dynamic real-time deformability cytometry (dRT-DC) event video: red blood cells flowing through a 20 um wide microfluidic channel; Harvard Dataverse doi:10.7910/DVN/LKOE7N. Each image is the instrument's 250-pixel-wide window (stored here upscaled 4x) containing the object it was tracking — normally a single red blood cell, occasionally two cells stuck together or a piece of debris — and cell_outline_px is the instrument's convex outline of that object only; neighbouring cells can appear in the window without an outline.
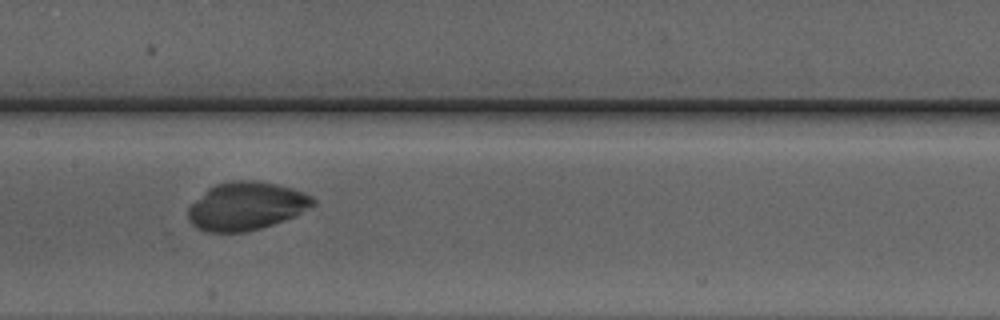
{"species": "Egyptian fruit bat (a non-hibernating species)", "species_latin": "Rousettus aegyptiacus", "temperature_condition": "warm", "stored_images_in_passage": 44, "camera_frame_rate_fps": 3000, "um_per_image_px": 0.085, "animal": {"sex": "male"}, "frame": {"image": 1, "passage_image": 24, "time_ms": 7.667, "image_size_px": [1000, 320], "cell_outline_px": [[316, 204], [284, 220], [248, 232], [204, 232], [196, 228], [188, 220], [188, 208], [208, 188], [216, 184], [232, 180], [256, 180], [276, 184], [292, 188], [304, 192], [312, 196], [316, 200]], "centroid_in_image_um": [20.91, 17.51], "position_along_channel_um": 186.5, "area_um2": 34.97}}
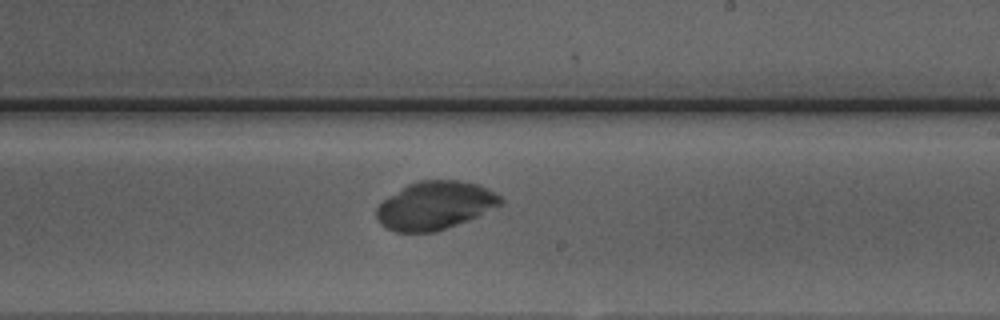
{"frame": {"image": 2, "passage_image": 29, "time_ms": 9.333, "image_size_px": [1000, 320], "cell_outline_px": [[504, 204], [476, 216], [436, 232], [396, 232], [380, 224], [376, 220], [376, 208], [388, 196], [408, 184], [420, 180], [460, 180], [480, 184], [496, 192], [504, 200]], "centroid_in_image_um": [36.99, 17.45], "position_along_channel_um": 252.0, "area_um2": 34.91}}
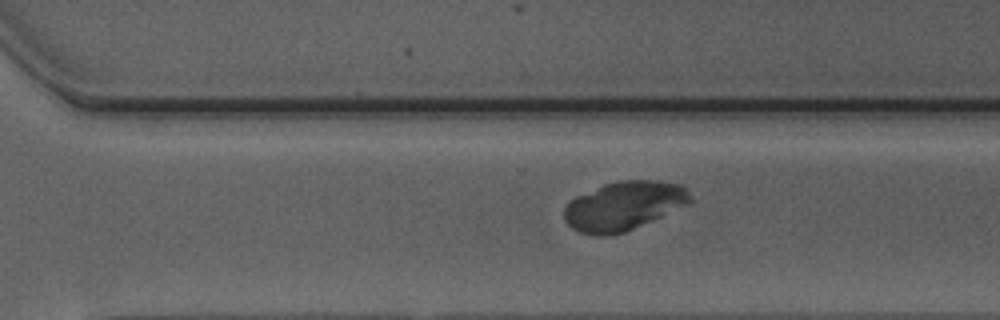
{"frame": {"image": 3, "passage_image": 34, "time_ms": 11.0, "image_size_px": [1000, 320], "cell_outline_px": [[692, 200], [660, 216], [624, 232], [604, 236], [596, 236], [580, 232], [572, 228], [564, 220], [564, 208], [576, 196], [604, 184], [620, 180], [652, 180], [680, 184], [692, 196]], "centroid_in_image_um": [52.96, 17.49], "position_along_channel_um": 317.6, "area_um2": 35.2}}